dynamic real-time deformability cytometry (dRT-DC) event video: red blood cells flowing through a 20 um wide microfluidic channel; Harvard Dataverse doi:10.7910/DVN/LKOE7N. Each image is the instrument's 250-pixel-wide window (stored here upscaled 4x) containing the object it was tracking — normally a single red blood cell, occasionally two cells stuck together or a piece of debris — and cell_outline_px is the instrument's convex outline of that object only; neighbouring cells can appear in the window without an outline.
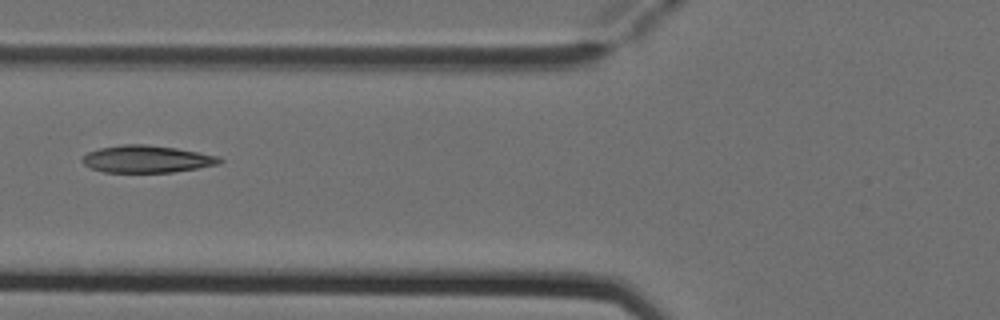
{"species": "Egyptian fruit bat (a non-hibernating species)", "species_latin": "Rousettus aegyptiacus", "temperature_condition": "cold", "stored_images_in_passage": 2, "camera_frame_rate_fps": 3000, "um_per_image_px": 0.085, "animal": {"sex": "female"}, "frame": {"image": 1, "passage_image": 2, "time_ms": 0.333, "image_size_px": [1000, 320], "cell_outline_px": [[224, 160], [220, 164], [172, 172], [104, 172], [92, 168], [84, 164], [80, 160], [88, 152], [100, 148], [124, 144], [148, 144], [176, 148], [220, 156]], "centroid_in_image_um": [12.5, 13.51], "position_along_channel_um": 113.3, "area_um2": 21.73}}